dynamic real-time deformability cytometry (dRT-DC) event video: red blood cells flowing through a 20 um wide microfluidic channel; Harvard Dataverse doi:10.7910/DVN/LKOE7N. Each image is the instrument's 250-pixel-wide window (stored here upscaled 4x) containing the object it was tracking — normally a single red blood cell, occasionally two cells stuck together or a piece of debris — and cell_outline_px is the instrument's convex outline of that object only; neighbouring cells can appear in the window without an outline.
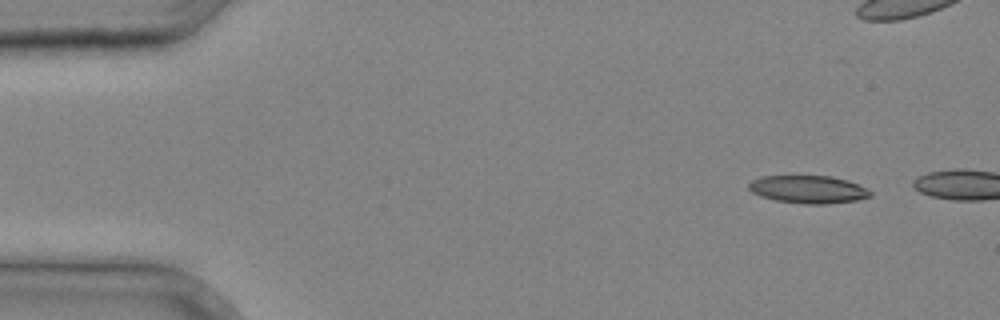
{"species": "common noctule bat (a hibernating species)", "species_latin": "Nyctalus noctula", "temperature_condition": "cold", "stored_images_in_passage": 8, "camera_frame_rate_fps": 3000, "um_per_image_px": 0.085, "animal": {"sex": "male", "body_mass_g": 20.4}, "frame": {"image": 1, "passage_image": 1, "time_ms": 0.0, "image_size_px": [1000, 320], "cell_outline_px": [[872, 196], [856, 200], [828, 204], [804, 204], [776, 200], [760, 196], [752, 192], [748, 188], [748, 184], [752, 180], [760, 176], [832, 176], [848, 180], [872, 192]], "centroid_in_image_um": [68.68, 16.1], "position_along_channel_um": 16.3, "area_um2": 19.65}}